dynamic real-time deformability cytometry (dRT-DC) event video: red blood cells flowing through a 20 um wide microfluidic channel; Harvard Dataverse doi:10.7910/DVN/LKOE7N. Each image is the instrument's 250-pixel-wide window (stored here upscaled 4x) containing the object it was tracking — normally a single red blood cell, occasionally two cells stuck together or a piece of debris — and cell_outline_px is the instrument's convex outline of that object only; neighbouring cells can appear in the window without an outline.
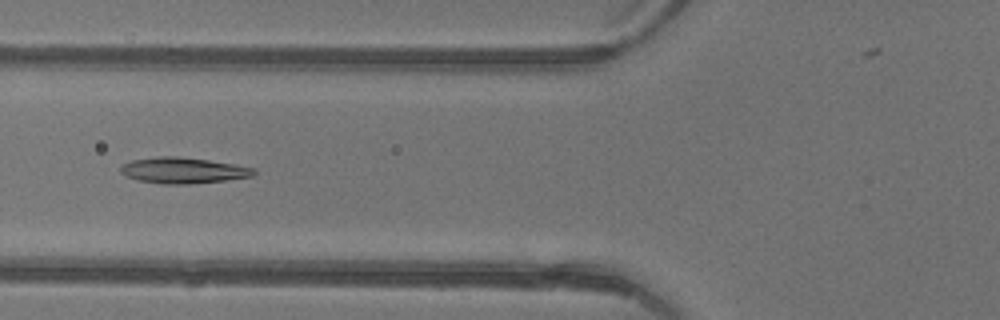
{"species": "common noctule bat (a hibernating species)", "species_latin": "Nyctalus noctula", "temperature_condition": "warm", "stored_images_in_passage": 4, "camera_frame_rate_fps": 3000, "um_per_image_px": 0.085, "animal": {"sex": "female"}, "frame": {"image": 1, "passage_image": 4, "time_ms": 1.0, "image_size_px": [1000, 320], "cell_outline_px": [[256, 172], [252, 176], [224, 180], [188, 184], [164, 184], [136, 180], [120, 172], [120, 168], [124, 164], [132, 160], [156, 156], [176, 156], [208, 160], [236, 164], [252, 168]], "centroid_in_image_um": [15.54, 14.48], "position_along_channel_um": 110.3, "area_um2": 19.94}}